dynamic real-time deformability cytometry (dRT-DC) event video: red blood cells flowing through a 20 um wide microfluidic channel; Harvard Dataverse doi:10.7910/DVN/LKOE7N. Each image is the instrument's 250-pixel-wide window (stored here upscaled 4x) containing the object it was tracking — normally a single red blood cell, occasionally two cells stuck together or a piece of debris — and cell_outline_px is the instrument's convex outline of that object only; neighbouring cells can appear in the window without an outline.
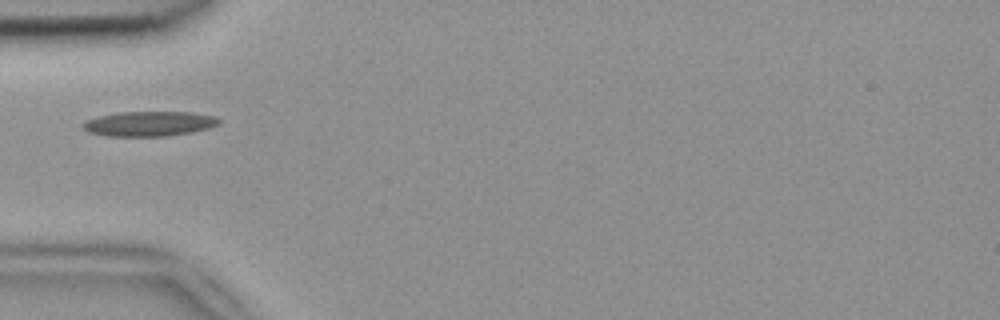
{"species": "common noctule bat (a hibernating species)", "species_latin": "Nyctalus noctula", "temperature_condition": "room temperature", "stored_images_in_passage": 1, "camera_frame_rate_fps": 3000, "um_per_image_px": 0.085, "animal": {"sex": "female", "body_mass_g": 18.4}, "frame": {"image": 1, "passage_image": 1, "time_ms": 0.0, "image_size_px": [1000, 320], "cell_outline_px": [[220, 124], [208, 128], [192, 132], [168, 136], [108, 136], [88, 132], [80, 124], [84, 120], [100, 116], [120, 112], [192, 112], [216, 116], [220, 120]], "centroid_in_image_um": [12.69, 10.51], "position_along_channel_um": 72.3, "area_um2": 19.83}}